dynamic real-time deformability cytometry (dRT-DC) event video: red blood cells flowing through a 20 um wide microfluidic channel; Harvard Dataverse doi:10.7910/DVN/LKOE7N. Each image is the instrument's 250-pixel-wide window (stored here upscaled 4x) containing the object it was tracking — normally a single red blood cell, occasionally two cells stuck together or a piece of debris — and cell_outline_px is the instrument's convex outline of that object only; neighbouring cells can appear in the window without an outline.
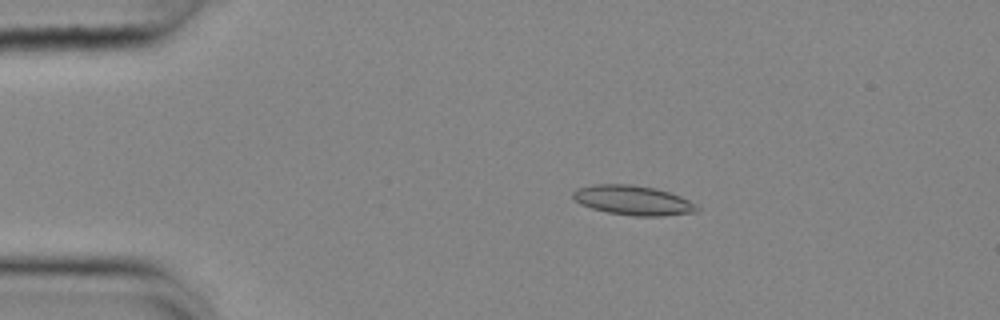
{"species": "common noctule bat (a hibernating species)", "species_latin": "Nyctalus noctula", "temperature_condition": "cold", "stored_images_in_passage": 55, "camera_frame_rate_fps": 3000, "um_per_image_px": 0.085, "animal": {"sex": "female", "body_mass_g": 25.1}, "frame": {"image": 1, "passage_image": 11, "time_ms": 3.333, "image_size_px": [1000, 320], "cell_outline_px": [[700, 208], [696, 212], [660, 216], [632, 216], [608, 212], [592, 208], [580, 204], [572, 196], [572, 192], [576, 188], [596, 184], [632, 184], [656, 188], [680, 196], [696, 204]], "centroid_in_image_um": [53.8, 17.02], "position_along_channel_um": 31.2, "area_um2": 21.39}}
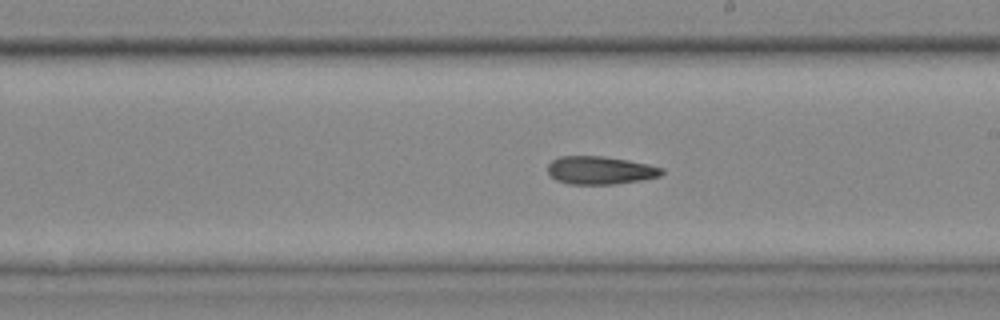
{"frame": {"image": 2, "passage_image": 32, "time_ms": 10.333, "image_size_px": [1000, 320], "cell_outline_px": [[664, 172], [660, 176], [640, 180], [616, 184], [568, 184], [556, 180], [548, 172], [548, 164], [552, 160], [560, 156], [604, 156], [628, 160], [648, 164], [664, 168]], "centroid_in_image_um": [51.02, 14.47], "position_along_channel_um": 238.0, "area_um2": 18.67}}
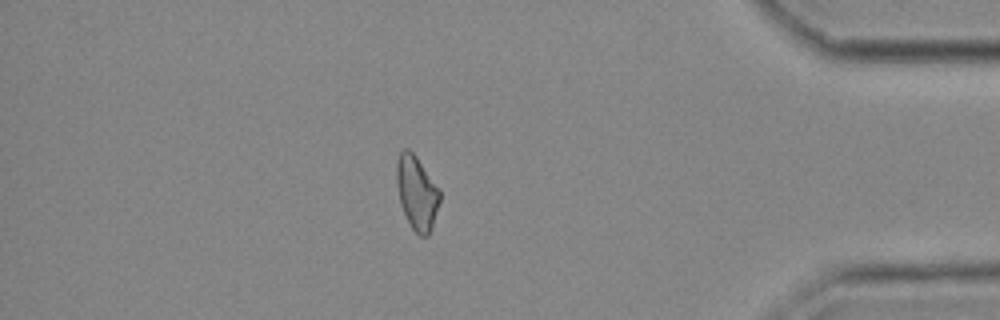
{"frame": {"image": 3, "passage_image": 48, "time_ms": 15.667, "image_size_px": [1000, 320], "cell_outline_px": [[440, 200], [432, 228], [428, 236], [420, 236], [412, 228], [400, 204], [396, 184], [396, 160], [400, 152], [404, 148], [408, 148], [416, 156], [440, 188]], "centroid_in_image_um": [35.42, 16.36], "position_along_channel_um": 399.8, "area_um2": 18.73}, "authors_computed_cell_mechanics": {"area_um2": 19.1896, "velocity_mm_per_s": 3.6912, "shape_relaxation_time_tau1_ms": null, "shape_relaxation_time_tau2_ms": 4.4802, "deformation_change_tau1": null, "deformation_change_tau2": 0.1379}}